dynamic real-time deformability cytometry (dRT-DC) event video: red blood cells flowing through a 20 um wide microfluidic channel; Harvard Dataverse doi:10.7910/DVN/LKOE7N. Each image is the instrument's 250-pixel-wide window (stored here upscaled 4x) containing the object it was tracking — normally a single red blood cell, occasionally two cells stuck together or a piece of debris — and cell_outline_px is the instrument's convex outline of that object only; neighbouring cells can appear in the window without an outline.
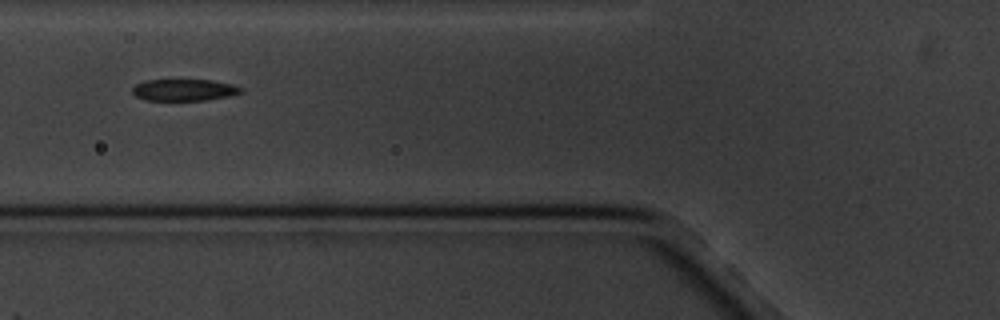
{"species": "common noctule bat (a hibernating species)", "species_latin": "Nyctalus noctula", "temperature_condition": "cold", "stored_images_in_passage": 3, "camera_frame_rate_fps": 3000, "um_per_image_px": 0.085, "animal": {"sex": "male", "body_mass_g": 20.1, "forearm_length_mm": 53.5}, "frame": {"image": 1, "passage_image": 3, "time_ms": 2.333, "image_size_px": [1000, 320], "cell_outline_px": [[244, 92], [228, 96], [204, 100], [144, 100], [136, 96], [132, 92], [132, 88], [136, 84], [144, 80], [212, 80], [236, 84], [244, 88]], "centroid_in_image_um": [15.69, 7.64], "position_along_channel_um": 110.1, "area_um2": 13.87}}